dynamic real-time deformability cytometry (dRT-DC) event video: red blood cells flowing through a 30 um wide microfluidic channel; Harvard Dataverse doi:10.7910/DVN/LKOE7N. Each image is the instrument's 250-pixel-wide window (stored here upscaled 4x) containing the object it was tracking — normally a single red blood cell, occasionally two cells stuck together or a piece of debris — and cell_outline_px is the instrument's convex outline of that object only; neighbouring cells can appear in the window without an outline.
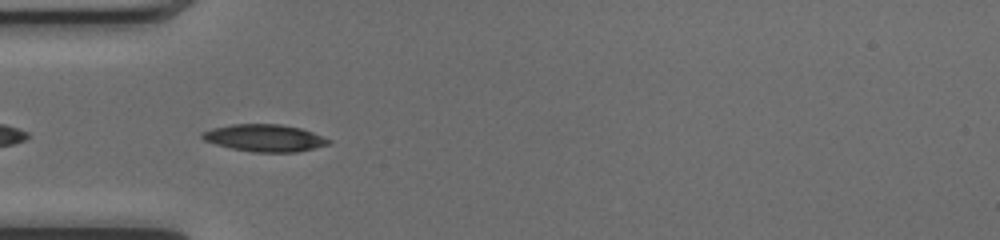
{"species": "common noctule bat (a hibernating species)", "species_latin": "Nyctalus noctula", "temperature_condition": "cold", "stored_images_in_passage": 32, "camera_frame_rate_fps": 3000, "um_per_image_px": 0.085, "animal": {"sex": "female", "body_mass_g": 17.0, "forearm_length_mm": 48.0}, "frame": {"image": 1, "passage_image": 2, "time_ms": 0.333, "image_size_px": [1000, 240], "cell_outline_px": [[332, 140], [328, 144], [296, 152], [252, 152], [232, 148], [216, 144], [204, 140], [200, 136], [200, 132], [212, 128], [232, 124], [280, 124], [300, 128], [312, 132]], "centroid_in_image_um": [22.45, 11.72], "position_along_channel_um": 62.5, "area_um2": 19.88}}
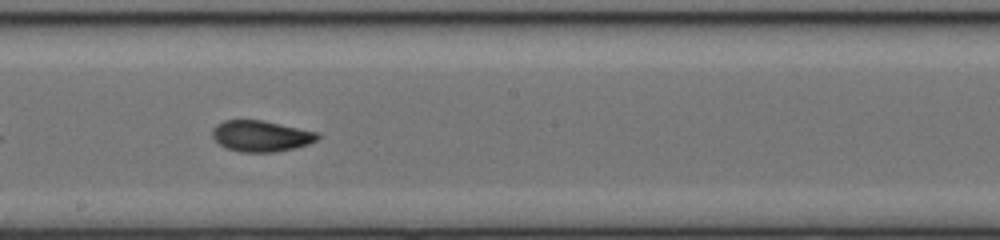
{"frame": {"image": 2, "passage_image": 14, "time_ms": 4.333, "image_size_px": [1000, 240], "cell_outline_px": [[320, 136], [316, 140], [308, 144], [296, 148], [276, 152], [240, 152], [228, 148], [220, 144], [212, 136], [212, 128], [216, 124], [224, 120], [264, 120], [320, 132]], "centroid_in_image_um": [22.22, 11.55], "position_along_channel_um": 226.0, "area_um2": 19.25}}
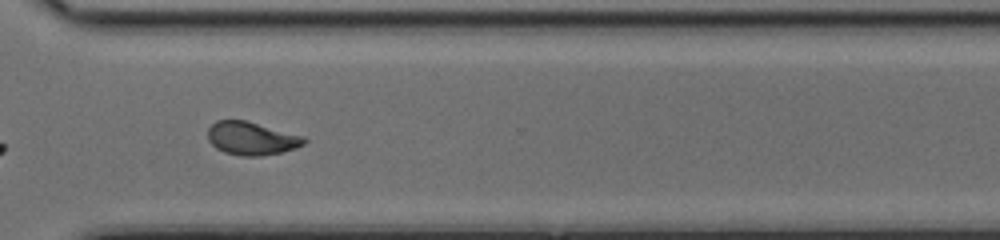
{"frame": {"image": 3, "passage_image": 23, "time_ms": 7.333, "image_size_px": [1000, 240], "cell_outline_px": [[308, 140], [304, 144], [296, 148], [280, 152], [260, 156], [240, 156], [224, 152], [216, 148], [208, 140], [208, 128], [216, 120], [244, 120], [304, 136]], "centroid_in_image_um": [21.37, 11.77], "position_along_channel_um": 349.2, "area_um2": 18.55}, "authors_computed_cell_mechanics": {"area_um2": 18.5249, "velocity_mm_per_s": 4.1172, "shape_relaxation_time_tau1_ms": 5.8004, "shape_relaxation_time_tau2_ms": 1.9422, "deformation_change_tau1": 0.174, "deformation_change_tau2": 0.0772}}